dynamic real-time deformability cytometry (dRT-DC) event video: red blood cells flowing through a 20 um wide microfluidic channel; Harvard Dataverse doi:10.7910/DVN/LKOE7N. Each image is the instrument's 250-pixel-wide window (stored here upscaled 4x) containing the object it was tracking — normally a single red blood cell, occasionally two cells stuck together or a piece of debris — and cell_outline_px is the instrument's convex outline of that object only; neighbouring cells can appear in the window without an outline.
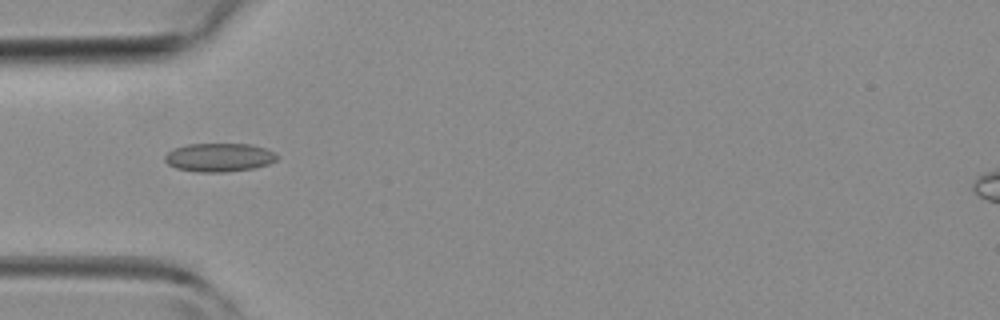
{"species": "common noctule bat (a hibernating species)", "species_latin": "Nyctalus noctula", "temperature_condition": "room temperature", "stored_images_in_passage": 3, "camera_frame_rate_fps": 3000, "um_per_image_px": 0.085, "animal": {"sex": "female", "body_mass_g": 19.3, "forearm_length_mm": 54.1}, "frame": {"image": 1, "passage_image": 3, "time_ms": 2.333, "image_size_px": [1000, 320], "cell_outline_px": [[280, 156], [276, 160], [268, 164], [252, 168], [224, 172], [196, 172], [176, 168], [168, 164], [164, 160], [164, 156], [168, 152], [176, 148], [188, 144], [248, 144], [264, 148], [276, 152]], "centroid_in_image_um": [18.64, 13.38], "position_along_channel_um": 66.4, "area_um2": 18.61}}